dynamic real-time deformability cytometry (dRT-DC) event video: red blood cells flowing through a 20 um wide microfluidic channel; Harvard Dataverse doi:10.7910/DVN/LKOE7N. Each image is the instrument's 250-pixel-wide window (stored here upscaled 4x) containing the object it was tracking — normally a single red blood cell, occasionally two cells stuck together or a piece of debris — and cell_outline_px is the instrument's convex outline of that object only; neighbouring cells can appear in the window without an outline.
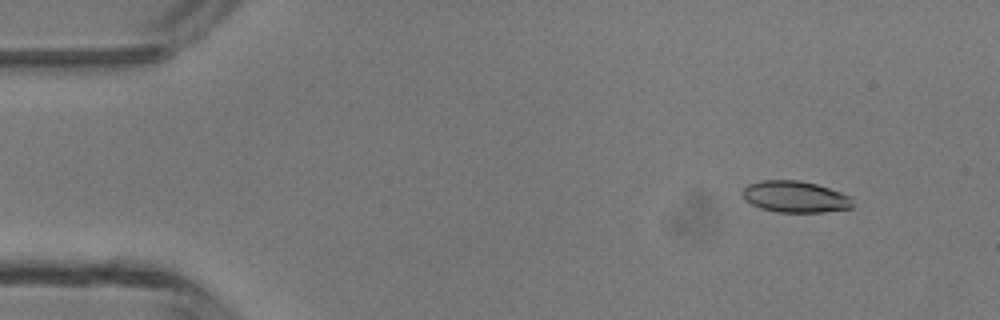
{"species": "common noctule bat (a hibernating species)", "species_latin": "Nyctalus noctula", "temperature_condition": "room temperature", "stored_images_in_passage": 5, "camera_frame_rate_fps": 3000, "um_per_image_px": 0.085, "animal": {"sex": "male", "body_mass_g": 13.3}, "frame": {"image": 1, "passage_image": 1, "time_ms": 0.0, "image_size_px": [1000, 320], "cell_outline_px": [[852, 208], [824, 212], [776, 212], [760, 208], [744, 200], [744, 188], [748, 184], [760, 180], [796, 180], [816, 184], [852, 196]], "centroid_in_image_um": [67.59, 16.73], "position_along_channel_um": 17.4, "area_um2": 20.17}}
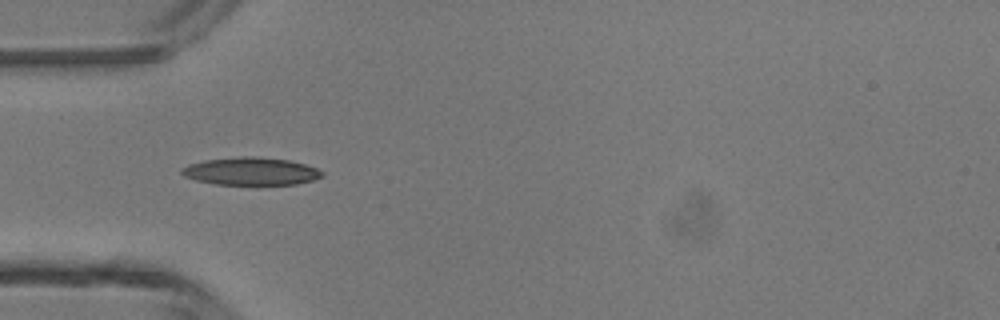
{"frame": {"image": 2, "passage_image": 4, "time_ms": 3.333, "image_size_px": [1000, 320], "cell_outline_px": [[324, 176], [312, 180], [296, 184], [216, 184], [196, 180], [184, 176], [180, 172], [180, 168], [188, 164], [204, 160], [240, 156], [256, 156], [288, 160], [304, 164], [316, 168], [324, 172]], "centroid_in_image_um": [21.3, 14.55], "position_along_channel_um": 63.7, "area_um2": 22.66}}
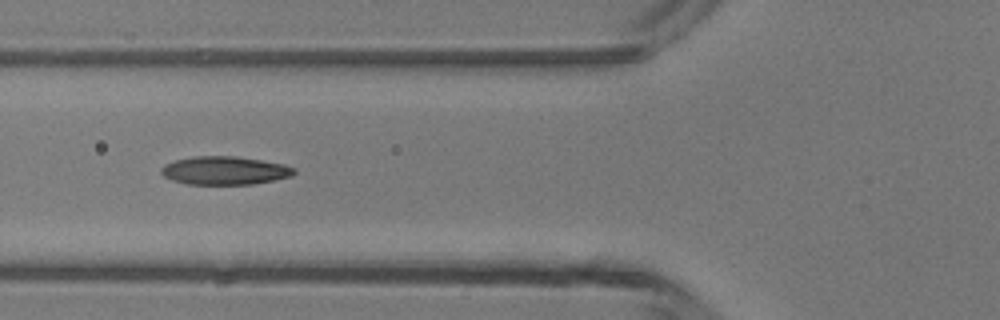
{"frame": {"image": 3, "passage_image": 5, "time_ms": 4.333, "image_size_px": [1000, 320], "cell_outline_px": [[296, 172], [292, 176], [252, 184], [188, 184], [172, 180], [164, 176], [160, 172], [160, 168], [164, 164], [176, 160], [196, 156], [236, 156], [284, 164], [296, 168]], "centroid_in_image_um": [19.1, 14.49], "position_along_channel_um": 106.7, "area_um2": 21.85}}